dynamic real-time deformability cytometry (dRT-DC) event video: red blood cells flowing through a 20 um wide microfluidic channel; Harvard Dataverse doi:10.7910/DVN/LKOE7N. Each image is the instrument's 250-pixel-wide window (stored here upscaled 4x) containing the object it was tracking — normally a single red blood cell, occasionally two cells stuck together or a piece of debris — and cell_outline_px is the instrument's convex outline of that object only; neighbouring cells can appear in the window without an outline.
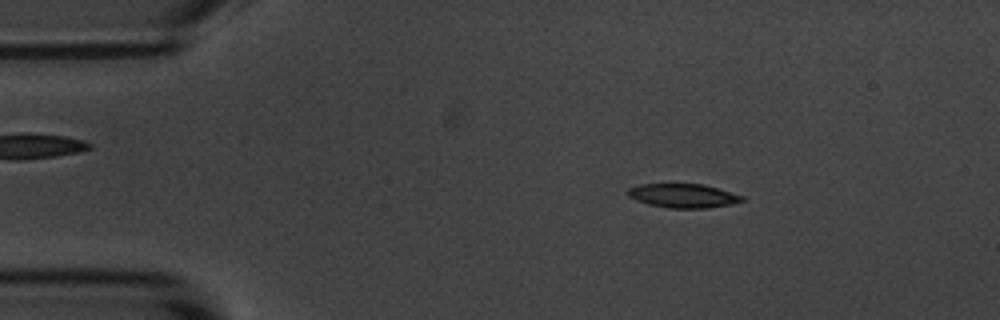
{"species": "common noctule bat (a hibernating species)", "species_latin": "Nyctalus noctula", "temperature_condition": "room temperature", "stored_images_in_passage": 49, "camera_frame_rate_fps": 3000, "um_per_image_px": 0.085, "animal": {"sex": "male", "body_mass_g": 20.1, "forearm_length_mm": 53.5}, "frame": {"image": 1, "passage_image": 8, "time_ms": 2.333, "image_size_px": [1000, 320], "cell_outline_px": [[744, 200], [728, 204], [708, 208], [668, 208], [648, 204], [636, 200], [628, 196], [628, 188], [640, 184], [704, 184], [744, 196]], "centroid_in_image_um": [58.04, 16.63], "position_along_channel_um": 27.0, "area_um2": 15.84}}
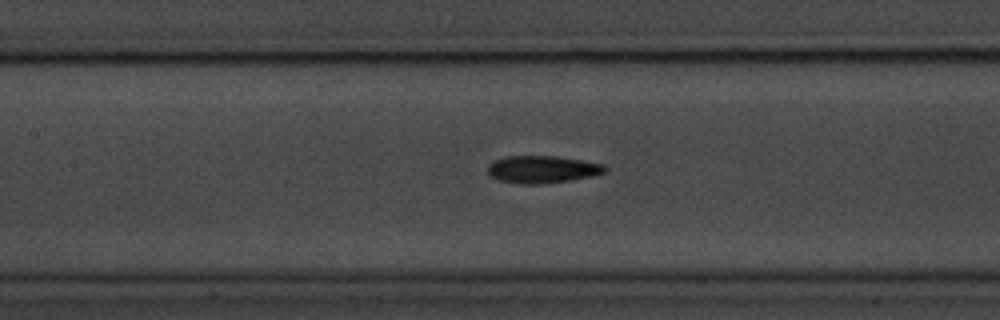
{"frame": {"image": 2, "passage_image": 19, "time_ms": 6.0, "image_size_px": [1000, 320], "cell_outline_px": [[608, 168], [604, 172], [592, 176], [544, 184], [520, 184], [496, 180], [488, 176], [488, 164], [496, 160], [508, 156], [556, 156], [604, 164]], "centroid_in_image_um": [46.06, 14.4], "position_along_channel_um": 161.3, "area_um2": 18.73}}
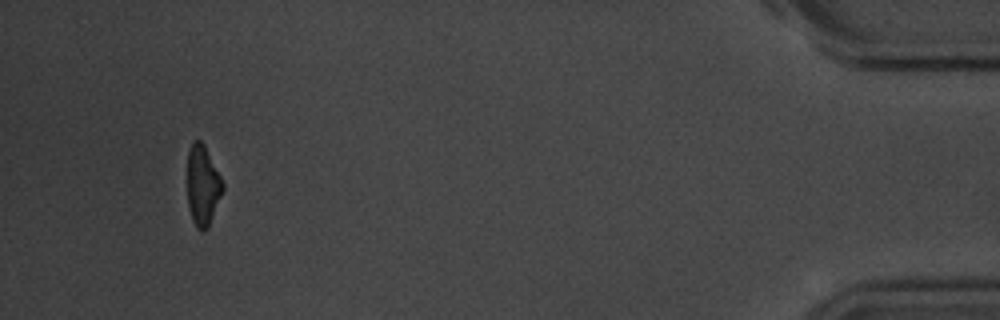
{"frame": {"image": 3, "passage_image": 46, "time_ms": 15.0, "image_size_px": [1000, 320], "cell_outline_px": [[224, 188], [208, 228], [204, 232], [200, 232], [196, 228], [192, 220], [188, 204], [188, 148], [192, 140], [200, 140], [204, 144], [224, 184]], "centroid_in_image_um": [17.22, 15.78], "position_along_channel_um": 418.0, "area_um2": 16.59}, "authors_computed_cell_mechanics": {"area_um2": 17.6868, "velocity_mm_per_s": 3.6744, "shape_relaxation_time_tau1_ms": 3.7358, "shape_relaxation_time_tau2_ms": 4.5147, "deformation_change_tau1": 0.1397, "deformation_change_tau2": 0.1242}}